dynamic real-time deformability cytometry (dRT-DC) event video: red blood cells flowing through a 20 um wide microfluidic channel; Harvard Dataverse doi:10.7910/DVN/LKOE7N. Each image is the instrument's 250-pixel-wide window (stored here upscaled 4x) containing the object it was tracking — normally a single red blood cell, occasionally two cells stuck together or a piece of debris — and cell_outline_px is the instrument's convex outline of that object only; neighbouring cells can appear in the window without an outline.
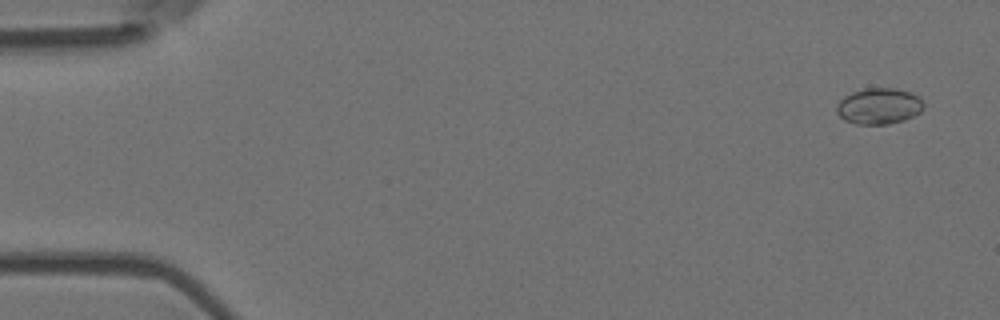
{"species": "Egyptian fruit bat (a non-hibernating species)", "species_latin": "Rousettus aegyptiacus", "temperature_condition": "room temperature", "stored_images_in_passage": 6, "camera_frame_rate_fps": 3000, "um_per_image_px": 0.085, "animal": {"sex": "female"}, "frame": {"image": 1, "passage_image": 1, "time_ms": 0.0, "image_size_px": [1000, 320], "cell_outline_px": [[924, 108], [920, 112], [904, 120], [888, 124], [856, 124], [844, 120], [836, 112], [836, 104], [844, 96], [852, 92], [864, 88], [896, 88], [912, 92], [920, 96], [924, 104]], "centroid_in_image_um": [74.72, 9.01], "position_along_channel_um": 10.3, "area_um2": 18.55}}
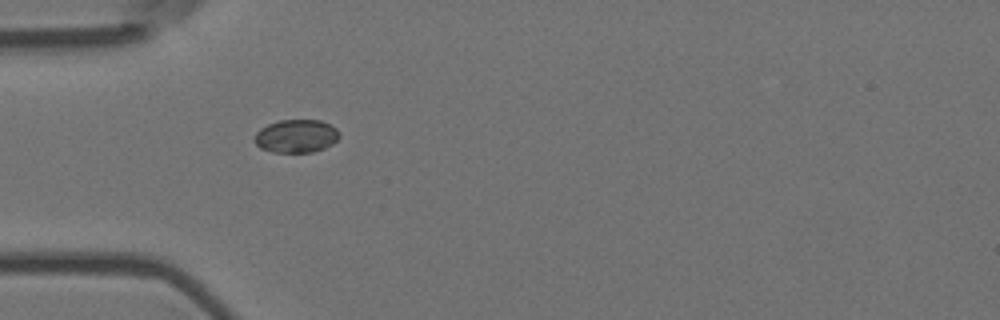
{"frame": {"image": 2, "passage_image": 5, "time_ms": 1.333, "image_size_px": [1000, 320], "cell_outline_px": [[340, 136], [332, 144], [324, 148], [312, 152], [272, 152], [260, 148], [252, 140], [256, 132], [260, 128], [268, 124], [280, 120], [320, 120], [332, 124], [340, 132]], "centroid_in_image_um": [25.17, 11.56], "position_along_channel_um": 59.8, "area_um2": 16.59}}
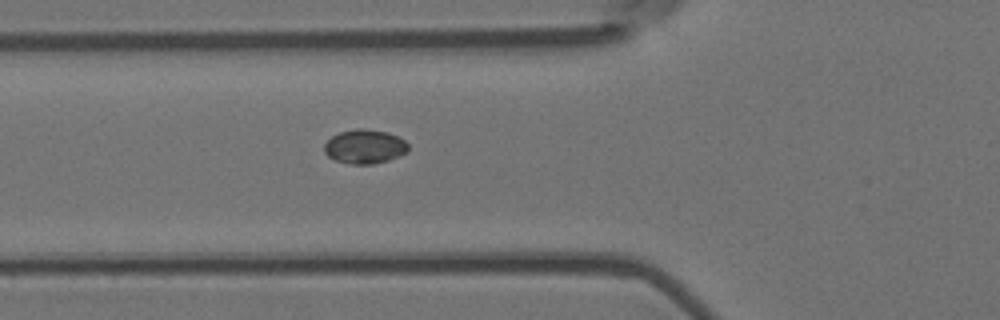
{"frame": {"image": 3, "passage_image": 6, "time_ms": 1.667, "image_size_px": [1000, 320], "cell_outline_px": [[408, 152], [400, 156], [388, 160], [372, 164], [352, 164], [336, 160], [328, 156], [324, 152], [324, 144], [332, 136], [340, 132], [356, 128], [364, 128], [388, 132], [404, 140], [408, 144]], "centroid_in_image_um": [31.01, 12.45], "position_along_channel_um": 94.8, "area_um2": 16.7}}